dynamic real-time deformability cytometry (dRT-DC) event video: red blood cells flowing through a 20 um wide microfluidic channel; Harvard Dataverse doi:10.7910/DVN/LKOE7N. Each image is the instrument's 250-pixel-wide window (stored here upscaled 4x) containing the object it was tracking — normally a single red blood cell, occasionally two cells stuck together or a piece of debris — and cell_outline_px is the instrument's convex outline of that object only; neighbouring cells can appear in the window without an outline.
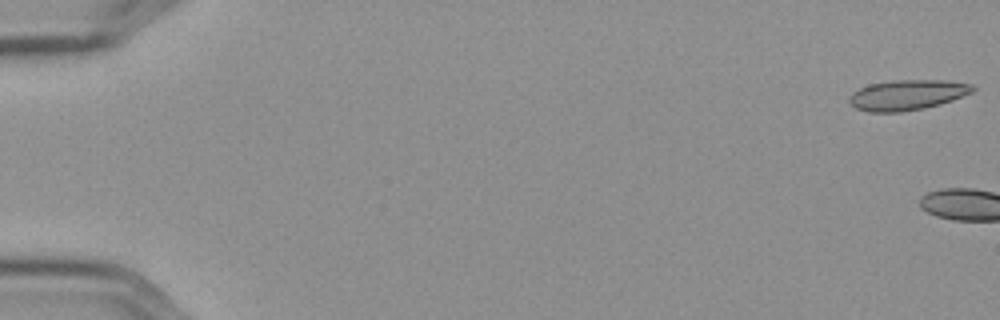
{"species": "Egyptian fruit bat (a non-hibernating species)", "species_latin": "Rousettus aegyptiacus", "temperature_condition": "cold", "stored_images_in_passage": 4, "camera_frame_rate_fps": 3000, "um_per_image_px": 0.085, "frame": {"image": 1, "passage_image": 1, "time_ms": 0.0, "image_size_px": [1000, 320], "cell_outline_px": [[976, 88], [972, 92], [952, 100], [940, 104], [924, 108], [900, 112], [868, 112], [856, 108], [848, 104], [848, 100], [852, 92], [868, 84], [892, 80], [948, 80], [972, 84]], "centroid_in_image_um": [77.09, 8.06], "position_along_channel_um": 7.9, "area_um2": 21.96}}